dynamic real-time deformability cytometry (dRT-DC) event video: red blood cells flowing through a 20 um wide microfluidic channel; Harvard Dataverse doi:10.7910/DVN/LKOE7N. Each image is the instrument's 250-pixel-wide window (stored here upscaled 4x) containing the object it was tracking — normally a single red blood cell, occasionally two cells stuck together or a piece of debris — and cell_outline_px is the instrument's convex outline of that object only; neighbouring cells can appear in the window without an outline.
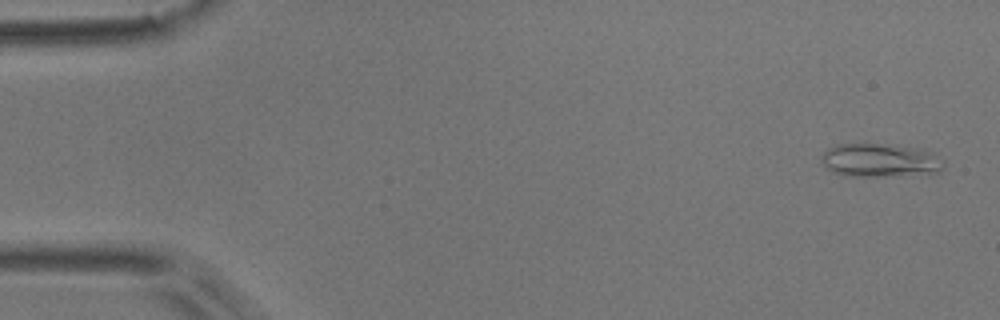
{"species": "common noctule bat (a hibernating species)", "species_latin": "Nyctalus noctula", "temperature_condition": "room temperature", "stored_images_in_passage": 7, "camera_frame_rate_fps": 3000, "um_per_image_px": 0.085, "animal": {"sex": "male", "body_mass_g": 17.9}, "frame": {"image": 1, "passage_image": 1, "time_ms": 0.0, "image_size_px": [1000, 320], "cell_outline_px": [[944, 168], [936, 172], [900, 176], [848, 176], [832, 172], [820, 160], [824, 152], [828, 148], [836, 144], [876, 144], [916, 148], [932, 152], [944, 160]], "centroid_in_image_um": [74.8, 13.64], "position_along_channel_um": 10.2, "area_um2": 23.76}}
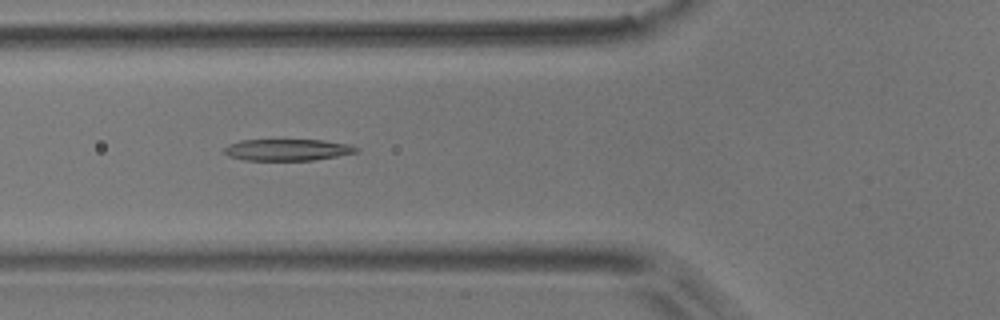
{"frame": {"image": 2, "passage_image": 6, "time_ms": 1.667, "image_size_px": [1000, 320], "cell_outline_px": [[360, 152], [312, 160], [244, 160], [228, 156], [224, 152], [224, 148], [228, 144], [240, 140], [324, 140], [348, 144], [360, 148]], "centroid_in_image_um": [24.44, 12.73], "position_along_channel_um": 101.4, "area_um2": 16.65}}
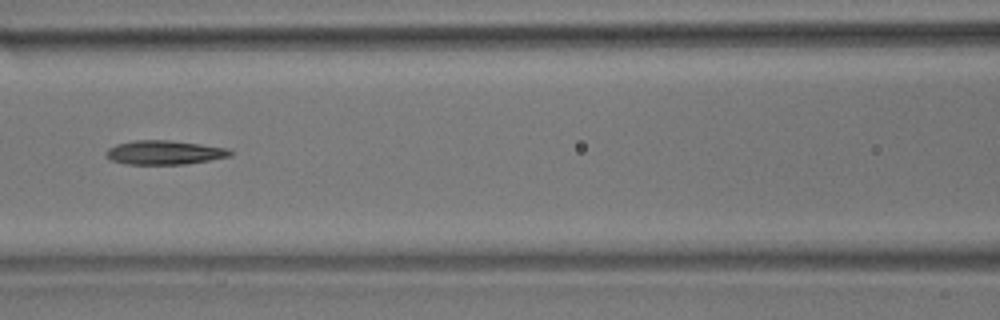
{"frame": {"image": 3, "passage_image": 7, "time_ms": 2.0, "image_size_px": [1000, 320], "cell_outline_px": [[232, 156], [184, 164], [128, 164], [112, 160], [104, 152], [108, 148], [116, 144], [136, 140], [168, 140], [200, 144], [228, 148], [232, 152]], "centroid_in_image_um": [13.98, 12.95], "position_along_channel_um": 152.6, "area_um2": 17.22}}